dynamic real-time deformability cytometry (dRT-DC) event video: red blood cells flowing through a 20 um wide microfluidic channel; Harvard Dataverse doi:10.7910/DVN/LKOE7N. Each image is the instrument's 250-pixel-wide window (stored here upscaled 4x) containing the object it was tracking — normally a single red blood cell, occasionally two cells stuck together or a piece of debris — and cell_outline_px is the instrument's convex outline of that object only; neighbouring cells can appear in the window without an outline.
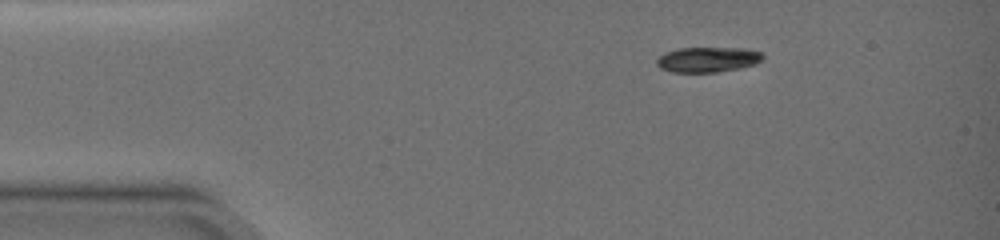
{"species": "common noctule bat (a hibernating species)", "species_latin": "Nyctalus noctula", "temperature_condition": "warm", "stored_images_in_passage": 3, "camera_frame_rate_fps": 3000, "um_per_image_px": 0.085, "animal": {"sex": "female", "body_mass_g": 19.0, "forearm_length_mm": 51.5}, "frame": {"image": 1, "passage_image": 1, "time_ms": 0.0, "image_size_px": [1000, 240], "cell_outline_px": [[764, 56], [756, 64], [740, 68], [716, 72], [672, 72], [660, 68], [656, 64], [656, 60], [664, 52], [676, 48], [748, 48], [760, 52]], "centroid_in_image_um": [60.14, 5.05], "position_along_channel_um": 24.9, "area_um2": 15.66}}